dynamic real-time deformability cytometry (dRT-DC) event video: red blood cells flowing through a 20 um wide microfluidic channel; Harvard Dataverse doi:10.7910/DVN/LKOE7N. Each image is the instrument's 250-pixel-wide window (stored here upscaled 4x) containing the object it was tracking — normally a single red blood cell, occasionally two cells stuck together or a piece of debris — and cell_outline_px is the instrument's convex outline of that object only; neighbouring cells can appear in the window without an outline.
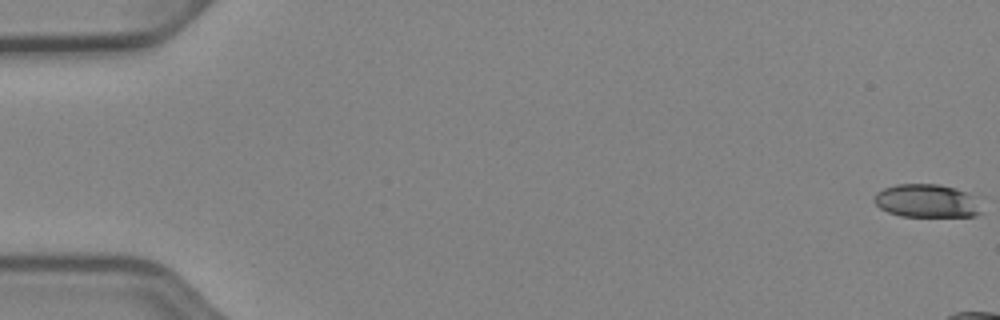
{"species": "Egyptian fruit bat (a non-hibernating species)", "species_latin": "Rousettus aegyptiacus", "temperature_condition": "cold", "stored_images_in_passage": 10, "camera_frame_rate_fps": 3000, "um_per_image_px": 0.085, "animal": {"sex": "female"}, "frame": {"image": 1, "passage_image": 1, "time_ms": 0.0, "image_size_px": [1000, 320], "cell_outline_px": [[980, 212], [976, 216], [900, 216], [888, 212], [880, 208], [872, 200], [876, 192], [884, 188], [896, 184], [936, 184], [956, 188], [964, 192]], "centroid_in_image_um": [78.61, 17.07], "position_along_channel_um": 6.4, "area_um2": 20.11}}